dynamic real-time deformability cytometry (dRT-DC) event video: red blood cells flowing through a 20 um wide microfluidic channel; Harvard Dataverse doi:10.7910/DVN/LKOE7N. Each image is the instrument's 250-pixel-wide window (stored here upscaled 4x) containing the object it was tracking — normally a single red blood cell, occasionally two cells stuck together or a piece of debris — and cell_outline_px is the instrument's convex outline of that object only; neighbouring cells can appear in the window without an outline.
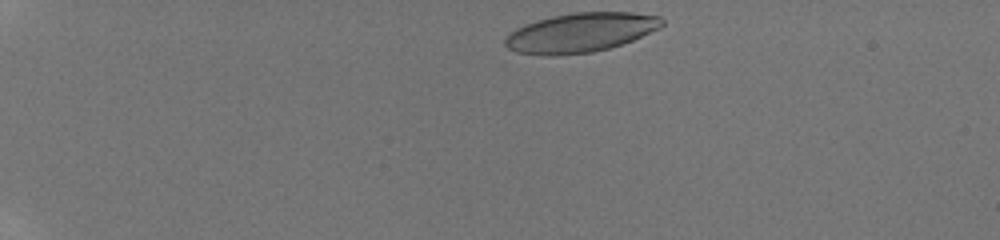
{"species": "human", "species_latin": "Homo sapiens", "temperature_condition": "room temperature", "stored_images_in_passage": 10, "camera_frame_rate_fps": 3000, "um_per_image_px": 0.085, "donor": {"sex": "male"}, "frame": {"image": 1, "passage_image": 1, "time_ms": 0.0, "image_size_px": [1000, 240], "cell_outline_px": [[664, 24], [660, 28], [632, 40], [608, 48], [592, 52], [552, 56], [516, 52], [508, 48], [504, 44], [504, 40], [516, 28], [524, 24], [536, 20], [552, 16], [576, 12], [632, 12], [660, 16], [664, 20]], "centroid_in_image_um": [49.35, 2.76], "position_along_channel_um": 35.6, "area_um2": 35.84}}
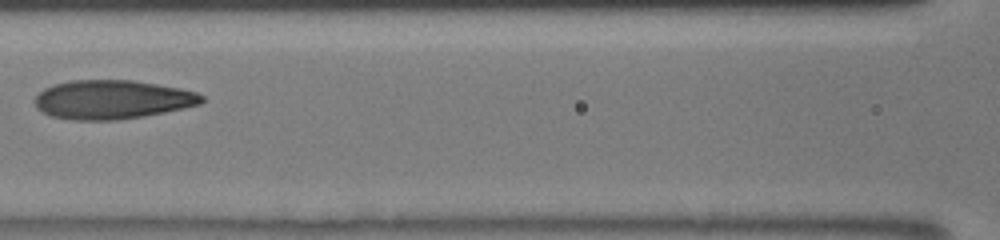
{"frame": {"image": 2, "passage_image": 9, "time_ms": 5.333, "image_size_px": [1000, 240], "cell_outline_px": [[204, 100], [200, 104], [184, 108], [144, 116], [116, 120], [72, 120], [52, 116], [36, 108], [36, 96], [44, 88], [56, 84], [72, 80], [132, 80], [180, 88], [196, 92], [204, 96]], "centroid_in_image_um": [9.56, 8.46], "position_along_channel_um": 157.0, "area_um2": 37.69}}
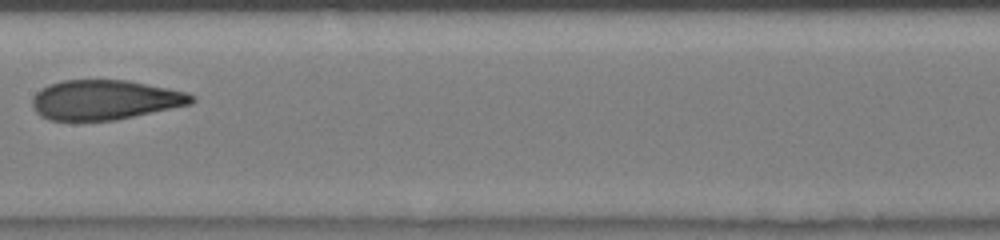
{"frame": {"image": 3, "passage_image": 10, "time_ms": 6.333, "image_size_px": [1000, 240], "cell_outline_px": [[196, 100], [192, 104], [116, 120], [48, 120], [40, 116], [32, 108], [32, 96], [36, 92], [48, 84], [64, 80], [128, 80], [188, 92], [196, 96]], "centroid_in_image_um": [8.92, 8.48], "position_along_channel_um": 198.5, "area_um2": 37.17}}